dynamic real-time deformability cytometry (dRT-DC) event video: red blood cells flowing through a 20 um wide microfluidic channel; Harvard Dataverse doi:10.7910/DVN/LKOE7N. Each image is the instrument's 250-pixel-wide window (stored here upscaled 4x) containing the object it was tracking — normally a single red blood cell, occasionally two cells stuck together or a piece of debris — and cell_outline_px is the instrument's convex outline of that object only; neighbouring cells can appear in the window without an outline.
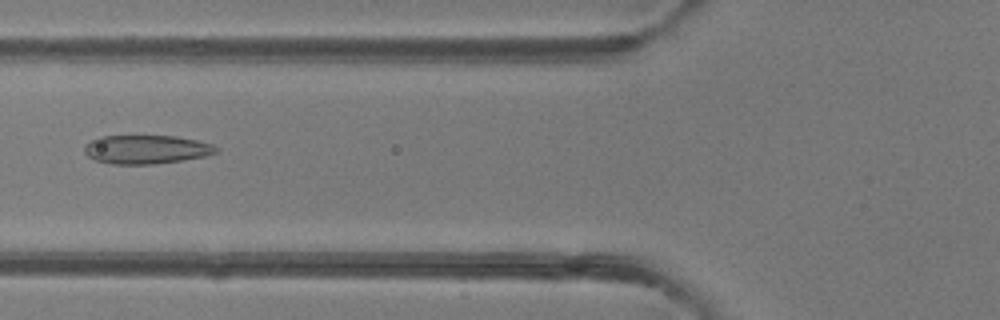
{"species": "common noctule bat (a hibernating species)", "species_latin": "Nyctalus noctula", "temperature_condition": "room temperature", "stored_images_in_passage": 34, "camera_frame_rate_fps": 3000, "um_per_image_px": 0.085, "animal": {"sex": "female"}, "frame": {"image": 1, "passage_image": 6, "time_ms": 1.667, "image_size_px": [1000, 320], "cell_outline_px": [[216, 152], [204, 156], [180, 160], [152, 164], [112, 164], [96, 160], [88, 156], [84, 152], [84, 144], [100, 136], [176, 136], [196, 140], [212, 144], [216, 148]], "centroid_in_image_um": [12.38, 12.69], "position_along_channel_um": 113.4, "area_um2": 21.79}}
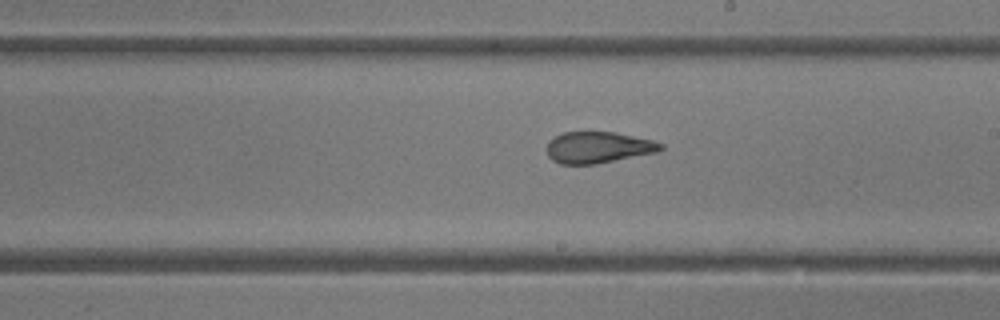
{"frame": {"image": 2, "passage_image": 15, "time_ms": 4.667, "image_size_px": [1000, 320], "cell_outline_px": [[664, 148], [656, 152], [596, 164], [560, 164], [552, 160], [548, 156], [548, 140], [564, 132], [616, 132], [652, 140], [664, 144]], "centroid_in_image_um": [50.84, 12.53], "position_along_channel_um": 238.2, "area_um2": 20.75}}
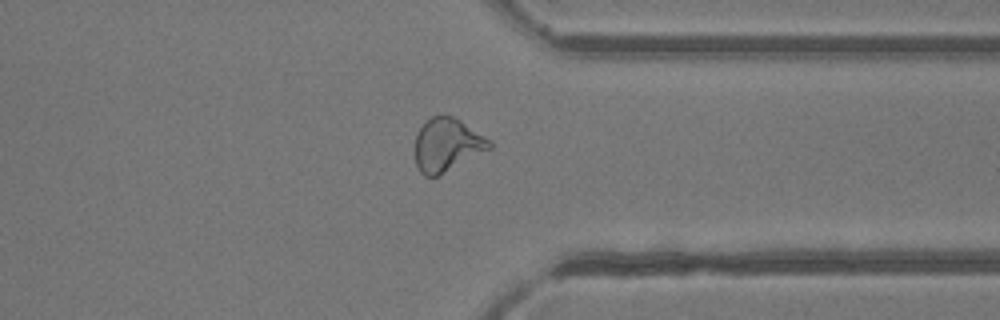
{"frame": {"image": 3, "passage_image": 25, "time_ms": 8.0, "image_size_px": [1000, 320], "cell_outline_px": [[492, 148], [440, 176], [424, 176], [420, 172], [416, 164], [416, 136], [424, 120], [432, 116], [452, 116], [460, 120], [492, 140]], "centroid_in_image_um": [38.02, 12.33], "position_along_channel_um": 373.4, "area_um2": 23.24}}